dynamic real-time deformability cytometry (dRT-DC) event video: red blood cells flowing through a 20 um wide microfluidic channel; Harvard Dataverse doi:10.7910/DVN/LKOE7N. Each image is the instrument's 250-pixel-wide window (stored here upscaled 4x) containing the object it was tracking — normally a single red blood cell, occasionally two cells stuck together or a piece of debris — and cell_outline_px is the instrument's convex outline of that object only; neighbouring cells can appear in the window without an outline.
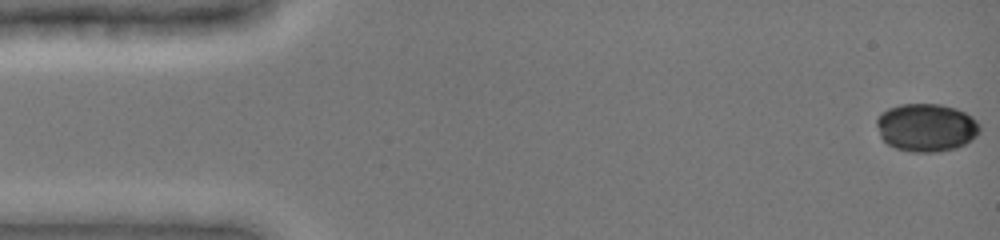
{"species": "common noctule bat (a hibernating species)", "species_latin": "Nyctalus noctula", "temperature_condition": "cold", "stored_images_in_passage": 49, "camera_frame_rate_fps": 3000, "um_per_image_px": 0.085, "animal": {"sex": "female", "body_mass_g": 19.0, "forearm_length_mm": 51.5}, "frame": {"image": 1, "passage_image": 1, "time_ms": 0.0, "image_size_px": [1000, 240], "cell_outline_px": [[980, 132], [972, 140], [956, 148], [936, 152], [912, 152], [896, 148], [888, 144], [880, 136], [876, 124], [876, 120], [880, 112], [888, 108], [900, 104], [940, 104], [956, 108], [972, 116], [980, 124]], "centroid_in_image_um": [78.74, 10.83], "position_along_channel_um": 6.3, "area_um2": 29.07}}
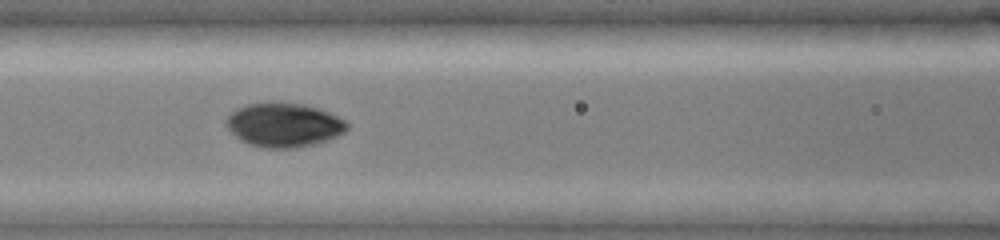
{"frame": {"image": 2, "passage_image": 21, "time_ms": 6.667, "image_size_px": [1000, 240], "cell_outline_px": [[348, 128], [344, 132], [328, 140], [296, 148], [268, 148], [248, 144], [240, 140], [224, 124], [224, 120], [236, 108], [248, 104], [304, 104], [320, 108], [344, 120], [348, 124]], "centroid_in_image_um": [24.12, 10.64], "position_along_channel_um": 142.5, "area_um2": 30.58}}
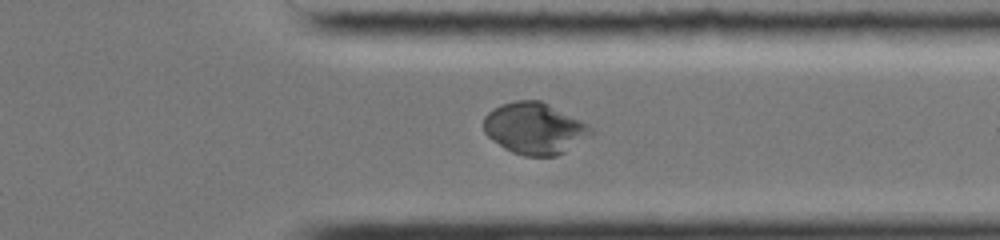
{"frame": {"image": 3, "passage_image": 38, "time_ms": 12.333, "image_size_px": [1000, 240], "cell_outline_px": [[596, 132], [564, 152], [556, 156], [524, 156], [512, 152], [504, 148], [488, 136], [484, 132], [484, 116], [492, 108], [516, 100], [540, 100], [588, 124]], "centroid_in_image_um": [45.44, 10.92], "position_along_channel_um": 366.0, "area_um2": 32.02}}